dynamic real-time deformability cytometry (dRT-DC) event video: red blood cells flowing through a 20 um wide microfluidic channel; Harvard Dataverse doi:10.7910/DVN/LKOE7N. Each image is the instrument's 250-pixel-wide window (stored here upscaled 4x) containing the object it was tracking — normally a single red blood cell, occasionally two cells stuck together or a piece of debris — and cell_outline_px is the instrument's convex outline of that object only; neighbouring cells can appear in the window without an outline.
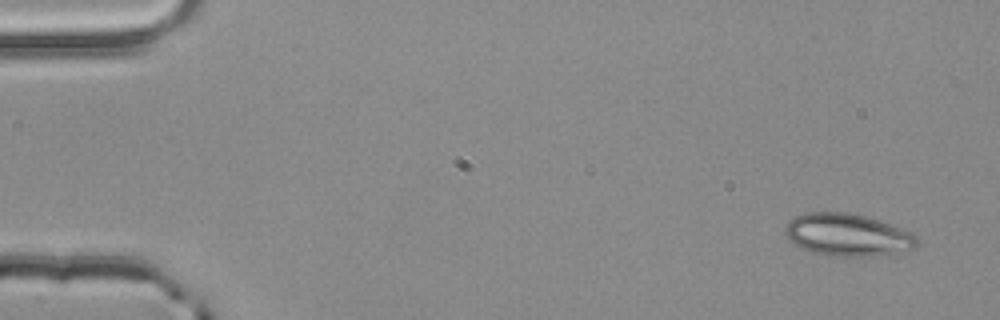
{"species": "common noctule bat (a hibernating species)", "species_latin": "Nyctalus noctula", "temperature_condition": "room temperature", "stored_images_in_passage": 52, "camera_frame_rate_fps": 3000, "um_per_image_px": 0.085, "animal": {"sex": "male", "body_mass_g": 20.4}, "frame": {"image": 1, "passage_image": 1, "time_ms": 0.0, "image_size_px": [1000, 320], "cell_outline_px": [[916, 248], [876, 256], [828, 256], [812, 252], [800, 248], [788, 240], [784, 236], [784, 224], [788, 220], [804, 212], [848, 212], [864, 216], [912, 232], [916, 236]], "centroid_in_image_um": [71.95, 19.96], "position_along_channel_um": 13.1, "area_um2": 32.71}}
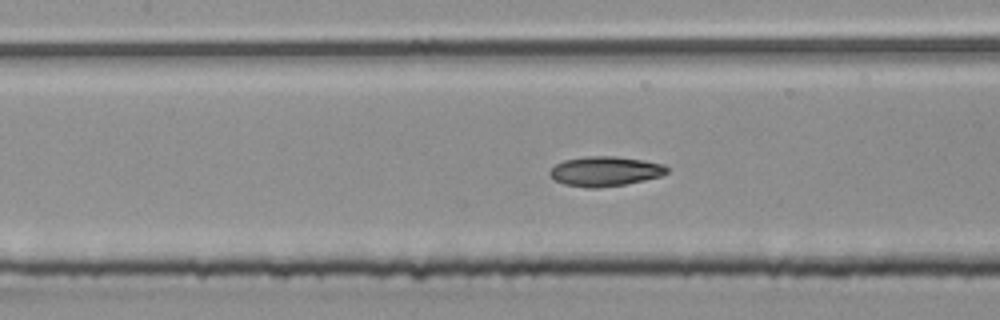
{"frame": {"image": 2, "passage_image": 23, "time_ms": 7.333, "image_size_px": [1000, 320], "cell_outline_px": [[668, 172], [660, 176], [644, 180], [624, 184], [596, 188], [584, 188], [564, 184], [556, 180], [548, 172], [556, 164], [564, 160], [588, 156], [616, 156], [644, 160], [664, 164], [668, 168]], "centroid_in_image_um": [51.44, 14.55], "position_along_channel_um": 156.0, "area_um2": 20.23}}
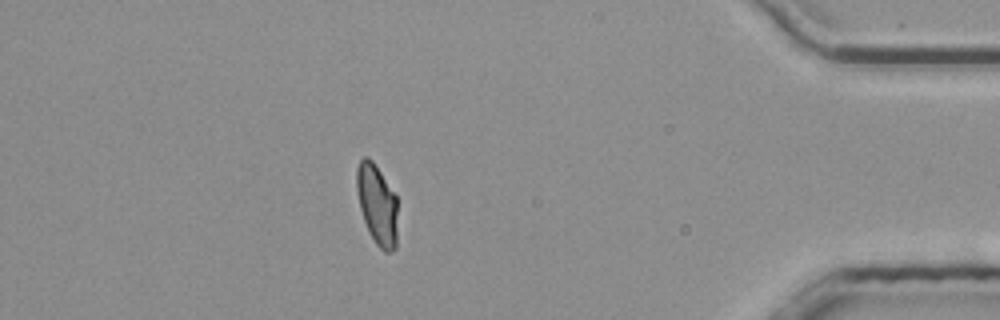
{"frame": {"image": 3, "passage_image": 46, "time_ms": 15.0, "image_size_px": [1000, 320], "cell_outline_px": [[396, 248], [392, 252], [384, 252], [376, 244], [364, 220], [360, 208], [356, 188], [356, 168], [360, 160], [364, 156], [368, 156], [372, 160], [396, 196]], "centroid_in_image_um": [32.04, 17.37], "position_along_channel_um": 403.2, "area_um2": 18.9}, "authors_computed_cell_mechanics": {"area_um2": 20.0277, "velocity_mm_per_s": 3.8207, "shape_relaxation_time_tau1_ms": null, "shape_relaxation_time_tau2_ms": 2.0768, "deformation_change_tau1": null, "deformation_change_tau2": 0.0562}}